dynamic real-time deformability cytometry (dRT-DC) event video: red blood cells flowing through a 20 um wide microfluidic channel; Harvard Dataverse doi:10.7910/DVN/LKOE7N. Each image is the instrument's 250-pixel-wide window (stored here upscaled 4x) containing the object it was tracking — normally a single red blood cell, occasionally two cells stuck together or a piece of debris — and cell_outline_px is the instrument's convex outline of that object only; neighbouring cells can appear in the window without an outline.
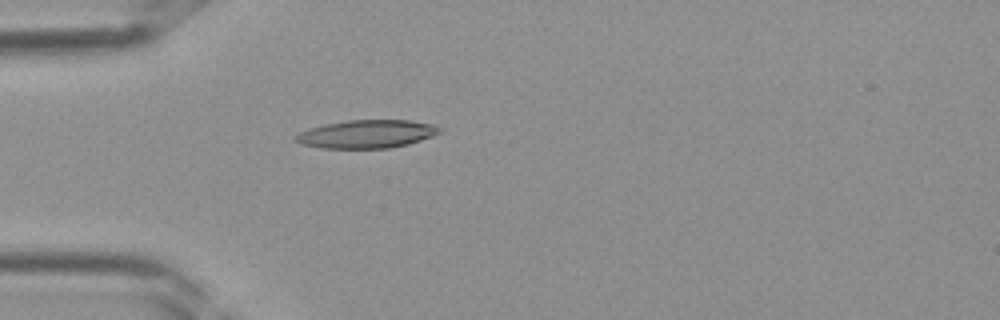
{"species": "Egyptian fruit bat (a non-hibernating species)", "species_latin": "Rousettus aegyptiacus", "temperature_condition": "room temperature", "stored_images_in_passage": 28, "camera_frame_rate_fps": 3000, "um_per_image_px": 0.085, "frame": {"image": 1, "passage_image": 1, "time_ms": 0.0, "image_size_px": [1000, 320], "cell_outline_px": [[440, 132], [432, 136], [408, 144], [388, 148], [320, 148], [300, 144], [292, 140], [292, 136], [308, 128], [324, 124], [348, 120], [408, 120], [436, 124], [440, 128]], "centroid_in_image_um": [31.11, 11.39], "position_along_channel_um": 53.9, "area_um2": 23.81}}
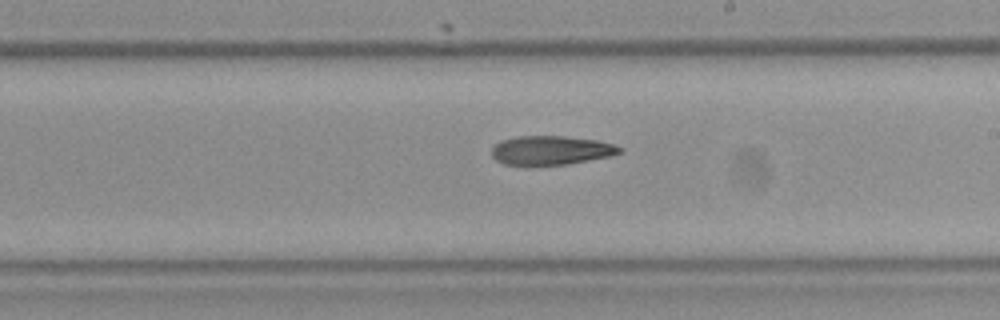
{"frame": {"image": 2, "passage_image": 12, "time_ms": 3.667, "image_size_px": [1000, 320], "cell_outline_px": [[624, 152], [612, 156], [568, 164], [532, 168], [528, 168], [504, 164], [496, 160], [492, 156], [492, 148], [500, 140], [516, 136], [564, 136], [596, 140], [612, 144], [624, 148]], "centroid_in_image_um": [46.81, 12.82], "position_along_channel_um": 242.2, "area_um2": 22.54}}
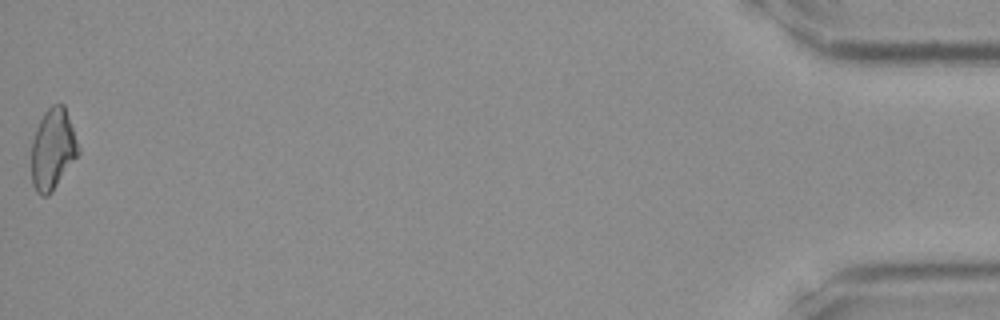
{"frame": {"image": 3, "passage_image": 28, "time_ms": 9.0, "image_size_px": [1000, 320], "cell_outline_px": [[80, 152], [52, 192], [48, 196], [40, 196], [36, 192], [32, 184], [32, 140], [36, 128], [44, 112], [52, 104], [64, 104], [80, 148]], "centroid_in_image_um": [4.49, 12.69], "position_along_channel_um": 430.7, "area_um2": 22.14}}